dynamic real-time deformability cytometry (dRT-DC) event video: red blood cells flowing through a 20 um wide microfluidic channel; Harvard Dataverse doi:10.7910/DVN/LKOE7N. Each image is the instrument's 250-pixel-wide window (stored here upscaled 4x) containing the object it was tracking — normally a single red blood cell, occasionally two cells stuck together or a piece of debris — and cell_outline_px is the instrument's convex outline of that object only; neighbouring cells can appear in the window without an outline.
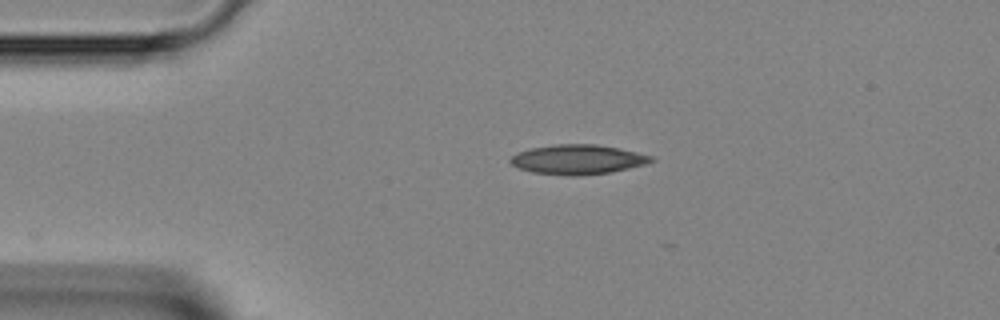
{"species": "Egyptian fruit bat (a non-hibernating species)", "species_latin": "Rousettus aegyptiacus", "temperature_condition": "room temperature", "stored_images_in_passage": 7, "camera_frame_rate_fps": 3000, "um_per_image_px": 0.085, "animal": {"sex": "female"}, "frame": {"image": 1, "passage_image": 1, "time_ms": 0.0, "image_size_px": [1000, 320], "cell_outline_px": [[656, 160], [644, 164], [612, 172], [576, 176], [568, 176], [532, 172], [520, 168], [512, 164], [508, 160], [512, 156], [520, 152], [532, 148], [556, 144], [596, 144], [636, 152], [652, 156]], "centroid_in_image_um": [49.11, 13.56], "position_along_channel_um": 35.9, "area_um2": 24.04}}
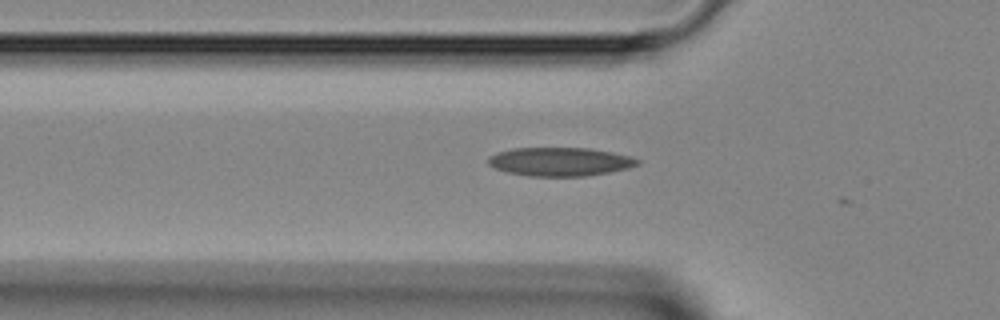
{"frame": {"image": 2, "passage_image": 6, "time_ms": 1.667, "image_size_px": [1000, 320], "cell_outline_px": [[640, 164], [628, 168], [608, 172], [584, 176], [528, 176], [508, 172], [496, 168], [488, 164], [488, 156], [512, 148], [588, 148], [612, 152], [628, 156], [640, 160]], "centroid_in_image_um": [47.6, 13.74], "position_along_channel_um": 78.2, "area_um2": 24.68}}